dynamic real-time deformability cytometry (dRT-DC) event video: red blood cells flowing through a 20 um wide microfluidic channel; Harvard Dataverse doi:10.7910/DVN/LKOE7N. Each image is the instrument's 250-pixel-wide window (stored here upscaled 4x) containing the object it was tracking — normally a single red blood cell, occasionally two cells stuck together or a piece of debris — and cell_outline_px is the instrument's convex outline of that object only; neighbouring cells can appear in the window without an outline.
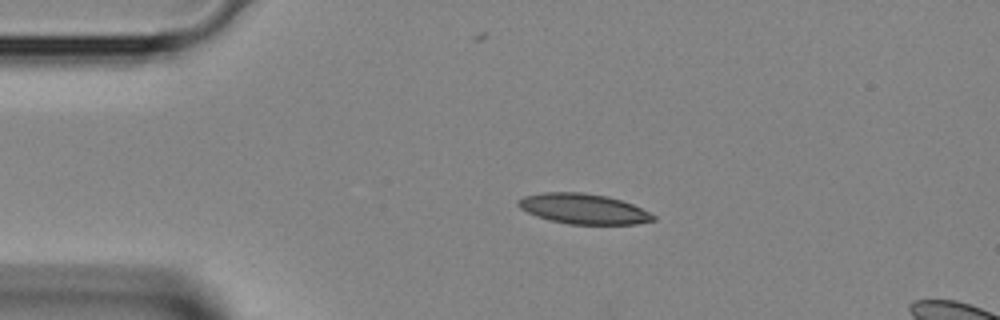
{"species": "Egyptian fruit bat (a non-hibernating species)", "species_latin": "Rousettus aegyptiacus", "temperature_condition": "room temperature", "stored_images_in_passage": 4, "segment_of_instrument_passage": [1, 2], "camera_frame_rate_fps": 3000, "um_per_image_px": 0.085, "animal": {"sex": "female"}, "frame": {"image": 1, "passage_image": 2, "time_ms": 0.333, "image_size_px": [1000, 320], "cell_outline_px": [[656, 220], [636, 224], [568, 224], [536, 216], [520, 208], [516, 204], [516, 200], [524, 196], [544, 192], [580, 192], [608, 196], [632, 204], [656, 216]], "centroid_in_image_um": [49.57, 17.74], "position_along_channel_um": 35.4, "area_um2": 23.7}}